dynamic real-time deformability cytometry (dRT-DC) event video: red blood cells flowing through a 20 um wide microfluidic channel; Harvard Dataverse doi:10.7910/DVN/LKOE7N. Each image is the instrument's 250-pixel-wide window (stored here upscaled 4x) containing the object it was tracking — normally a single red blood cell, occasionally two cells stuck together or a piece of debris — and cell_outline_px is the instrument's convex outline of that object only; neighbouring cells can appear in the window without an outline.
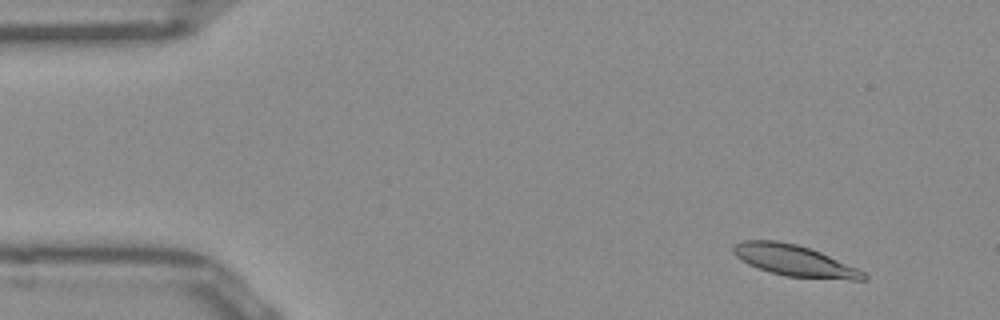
{"species": "Egyptian fruit bat (a non-hibernating species)", "species_latin": "Rousettus aegyptiacus", "temperature_condition": "room temperature", "stored_images_in_passage": 52, "camera_frame_rate_fps": 3000, "um_per_image_px": 0.085, "frame": {"image": 1, "passage_image": 5, "time_ms": 1.333, "image_size_px": [1000, 320], "cell_outline_px": [[868, 280], [852, 280], [784, 276], [768, 272], [756, 268], [748, 264], [736, 256], [732, 252], [732, 248], [740, 240], [776, 240], [796, 244], [820, 252], [856, 268], [864, 272], [868, 276]], "centroid_in_image_um": [67.49, 22.16], "position_along_channel_um": 17.5, "area_um2": 23.64}}
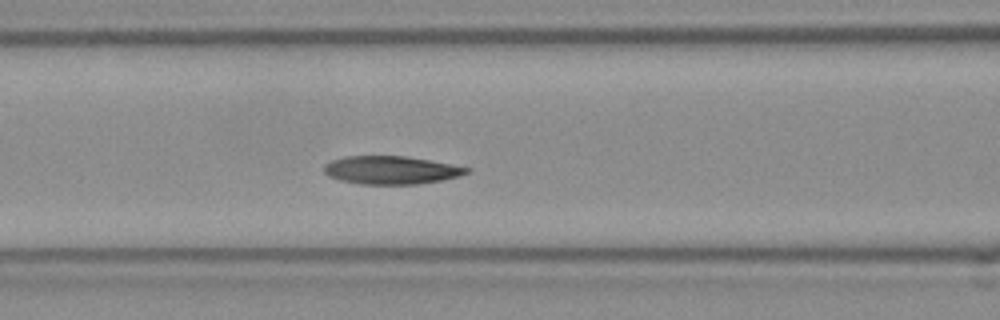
{"frame": {"image": 2, "passage_image": 21, "time_ms": 6.667, "image_size_px": [1000, 320], "cell_outline_px": [[472, 168], [468, 172], [460, 176], [440, 180], [416, 184], [360, 184], [340, 180], [328, 176], [324, 172], [324, 164], [332, 160], [344, 156], [408, 156]], "centroid_in_image_um": [33.22, 14.45], "position_along_channel_um": 133.4, "area_um2": 23.35}}
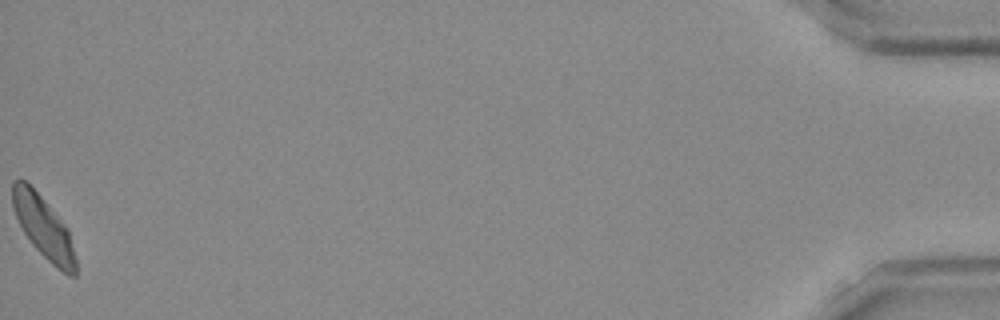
{"frame": {"image": 3, "passage_image": 52, "time_ms": 17.0, "image_size_px": [1000, 320], "cell_outline_px": [[76, 276], [68, 276], [52, 264], [32, 244], [24, 232], [12, 208], [12, 180], [24, 180], [40, 196], [68, 228], [76, 260]], "centroid_in_image_um": [3.7, 19.34], "position_along_channel_um": 431.5, "area_um2": 22.37}, "authors_computed_cell_mechanics": {"area_um2": 23.4957, "velocity_mm_per_s": 3.8968, "shape_relaxation_time_tau1_ms": 3.0495, "shape_relaxation_time_tau2_ms": 2.6361, "deformation_change_tau1": 0.1259, "deformation_change_tau2": 0.0646}}